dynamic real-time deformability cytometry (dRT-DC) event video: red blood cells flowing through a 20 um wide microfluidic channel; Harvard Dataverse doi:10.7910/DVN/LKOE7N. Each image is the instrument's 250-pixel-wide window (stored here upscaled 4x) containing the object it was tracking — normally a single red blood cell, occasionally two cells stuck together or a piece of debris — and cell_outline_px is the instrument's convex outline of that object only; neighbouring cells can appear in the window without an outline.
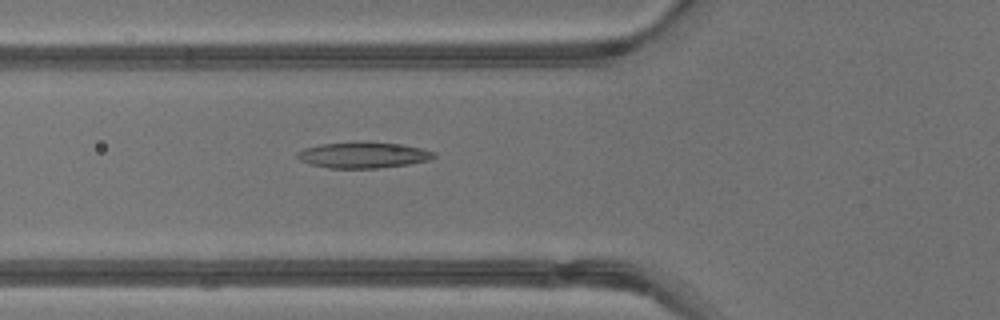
{"species": "common noctule bat (a hibernating species)", "species_latin": "Nyctalus noctula", "temperature_condition": "warm", "stored_images_in_passage": 42, "segment_of_instrument_passage": [1, 2], "camera_frame_rate_fps": 3000, "um_per_image_px": 0.085, "animal": {"sex": "male", "body_mass_g": 13.3}, "frame": {"image": 1, "passage_image": 16, "time_ms": 5.0, "image_size_px": [1000, 320], "cell_outline_px": [[436, 156], [428, 160], [408, 164], [376, 168], [328, 168], [312, 164], [300, 160], [296, 156], [296, 152], [304, 148], [320, 144], [404, 144], [436, 152]], "centroid_in_image_um": [30.87, 13.21], "position_along_channel_um": 94.9, "area_um2": 19.83}}
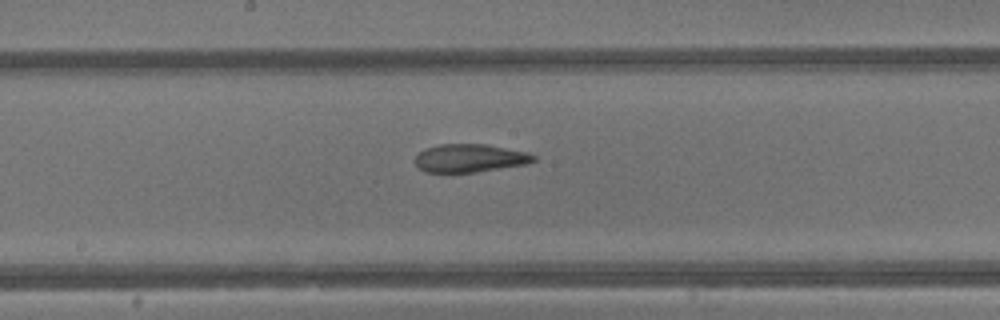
{"frame": {"image": 2, "passage_image": 23, "time_ms": 7.333, "image_size_px": [1000, 320], "cell_outline_px": [[536, 160], [528, 164], [476, 172], [424, 172], [416, 164], [416, 156], [424, 148], [440, 144], [484, 144], [528, 152], [536, 156]], "centroid_in_image_um": [39.96, 13.44], "position_along_channel_um": 208.2, "area_um2": 19.42}}
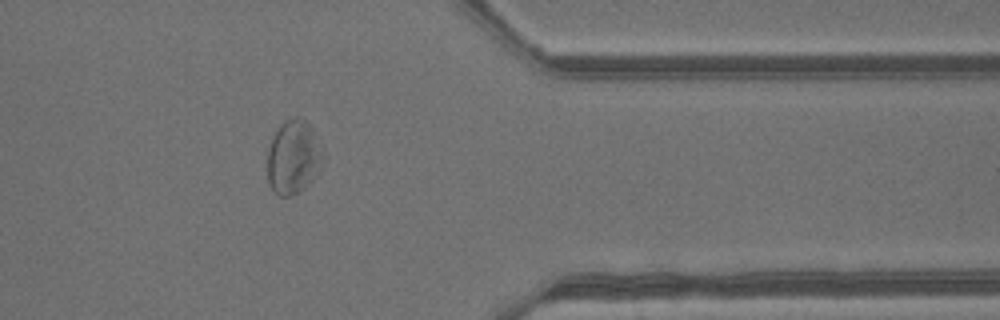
{"frame": {"image": 3, "passage_image": 35, "time_ms": 11.333, "image_size_px": [1000, 320], "cell_outline_px": [[324, 160], [320, 172], [300, 192], [292, 196], [280, 196], [272, 188], [268, 180], [268, 148], [272, 136], [280, 124], [296, 116], [308, 120], [312, 128], [324, 156]], "centroid_in_image_um": [24.96, 13.35], "position_along_channel_um": 386.4, "area_um2": 24.1}}